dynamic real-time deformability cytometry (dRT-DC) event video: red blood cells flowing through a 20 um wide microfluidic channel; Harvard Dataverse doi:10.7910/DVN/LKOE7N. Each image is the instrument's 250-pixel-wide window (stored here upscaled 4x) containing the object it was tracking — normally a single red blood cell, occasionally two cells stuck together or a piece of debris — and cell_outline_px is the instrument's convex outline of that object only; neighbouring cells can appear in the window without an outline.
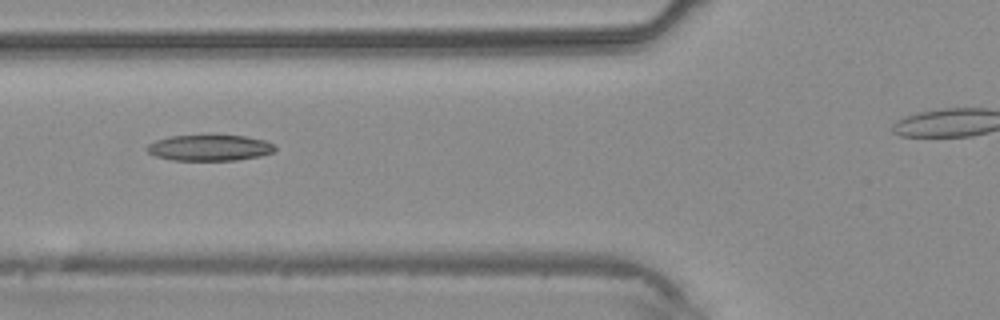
{"species": "common noctule bat (a hibernating species)", "species_latin": "Nyctalus noctula", "temperature_condition": "warm", "stored_images_in_passage": 3, "segment_of_instrument_passage": [1, 2], "camera_frame_rate_fps": 3000, "um_per_image_px": 0.085, "animal": {"sex": "male", "body_mass_g": 20.4}, "frame": {"image": 1, "passage_image": 2, "time_ms": 1.0, "image_size_px": [1000, 320], "cell_outline_px": [[276, 148], [272, 152], [260, 156], [236, 160], [172, 160], [156, 156], [148, 152], [144, 148], [148, 144], [156, 140], [168, 136], [208, 132], [244, 136], [264, 140], [276, 144]], "centroid_in_image_um": [17.79, 12.51], "position_along_channel_um": 108.0, "area_um2": 20.35}}